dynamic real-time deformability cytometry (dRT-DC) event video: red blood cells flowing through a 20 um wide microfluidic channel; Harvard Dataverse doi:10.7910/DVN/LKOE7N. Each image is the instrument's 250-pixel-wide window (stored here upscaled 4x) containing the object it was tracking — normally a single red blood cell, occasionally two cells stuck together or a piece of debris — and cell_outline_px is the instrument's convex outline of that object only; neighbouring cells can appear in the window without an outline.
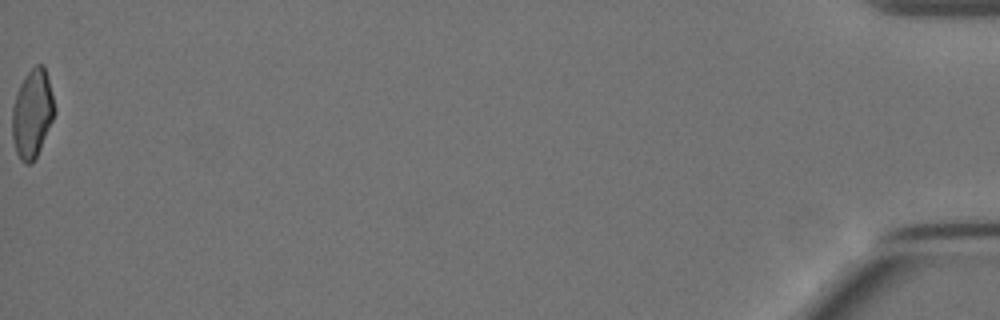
{"species": "Egyptian fruit bat (a non-hibernating species)", "species_latin": "Rousettus aegyptiacus", "temperature_condition": "cold", "stored_images_in_passage": 13, "camera_frame_rate_fps": 3000, "um_per_image_px": 0.085, "animal": {"sex": "female"}, "frame": {"image": 1, "passage_image": 13, "time_ms": 14.667, "image_size_px": [1000, 320], "cell_outline_px": [[56, 112], [40, 148], [36, 156], [28, 164], [24, 164], [20, 160], [16, 152], [12, 136], [12, 108], [20, 84], [24, 76], [36, 64], [44, 64], [48, 76], [56, 108]], "centroid_in_image_um": [2.75, 9.62], "position_along_channel_um": 432.4, "area_um2": 21.79}}